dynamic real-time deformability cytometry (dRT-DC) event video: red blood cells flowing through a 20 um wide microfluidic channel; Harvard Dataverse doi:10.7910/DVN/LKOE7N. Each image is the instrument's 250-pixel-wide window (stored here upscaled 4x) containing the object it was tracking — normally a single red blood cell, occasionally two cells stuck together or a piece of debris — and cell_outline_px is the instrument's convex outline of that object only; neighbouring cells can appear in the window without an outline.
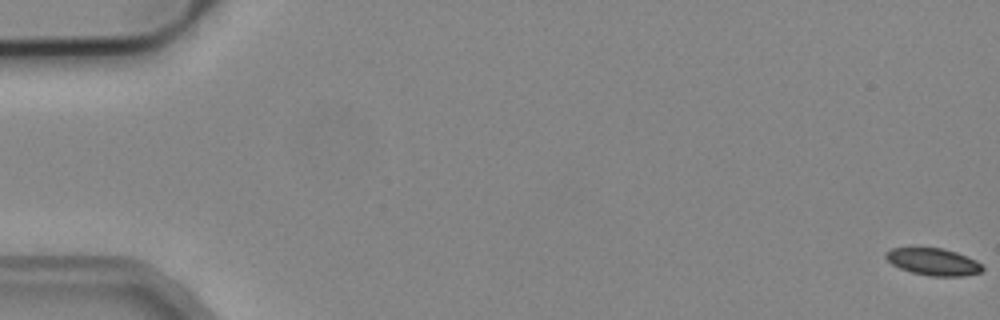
{"species": "common noctule bat (a hibernating species)", "species_latin": "Nyctalus noctula", "temperature_condition": "cold", "stored_images_in_passage": 10, "camera_frame_rate_fps": 3000, "um_per_image_px": 0.085, "animal": {"sex": "male", "body_mass_g": 19.2, "forearm_length_mm": 51.8}, "frame": {"image": 1, "passage_image": 1, "time_ms": 0.0, "image_size_px": [1000, 320], "cell_outline_px": [[984, 272], [964, 276], [932, 276], [912, 272], [900, 268], [892, 264], [884, 256], [884, 252], [892, 248], [944, 248], [956, 252], [976, 260], [984, 268]], "centroid_in_image_um": [79.35, 22.25], "position_along_channel_um": 5.7, "area_um2": 15.26}}
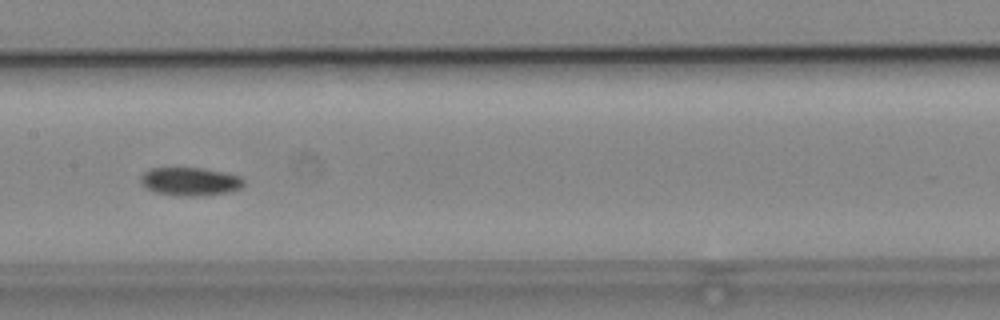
{"frame": {"image": 2, "passage_image": 8, "time_ms": 2.333, "image_size_px": [1000, 320], "cell_outline_px": [[244, 184], [240, 188], [228, 192], [196, 196], [176, 196], [156, 192], [140, 184], [140, 176], [144, 172], [152, 168], [200, 168], [240, 176], [244, 180]], "centroid_in_image_um": [16.12, 15.43], "position_along_channel_um": 191.3, "area_um2": 16.82}}
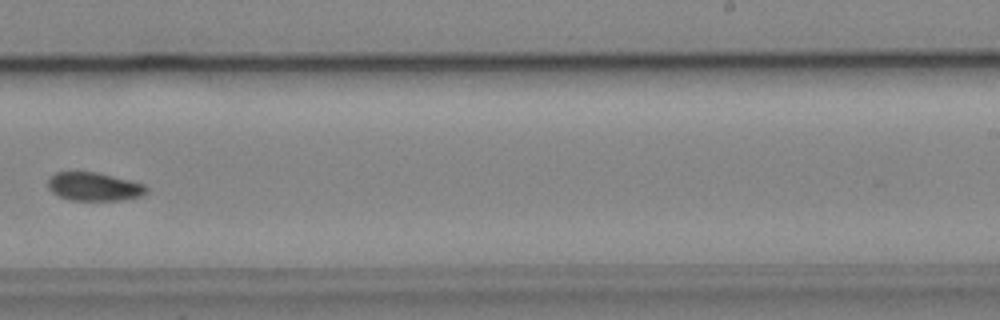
{"frame": {"image": 3, "passage_image": 10, "time_ms": 3.0, "image_size_px": [1000, 320], "cell_outline_px": [[148, 192], [140, 196], [120, 200], [68, 200], [52, 192], [48, 188], [48, 180], [56, 172], [96, 172], [144, 184], [148, 188]], "centroid_in_image_um": [7.99, 15.87], "position_along_channel_um": 281.0, "area_um2": 16.13}}